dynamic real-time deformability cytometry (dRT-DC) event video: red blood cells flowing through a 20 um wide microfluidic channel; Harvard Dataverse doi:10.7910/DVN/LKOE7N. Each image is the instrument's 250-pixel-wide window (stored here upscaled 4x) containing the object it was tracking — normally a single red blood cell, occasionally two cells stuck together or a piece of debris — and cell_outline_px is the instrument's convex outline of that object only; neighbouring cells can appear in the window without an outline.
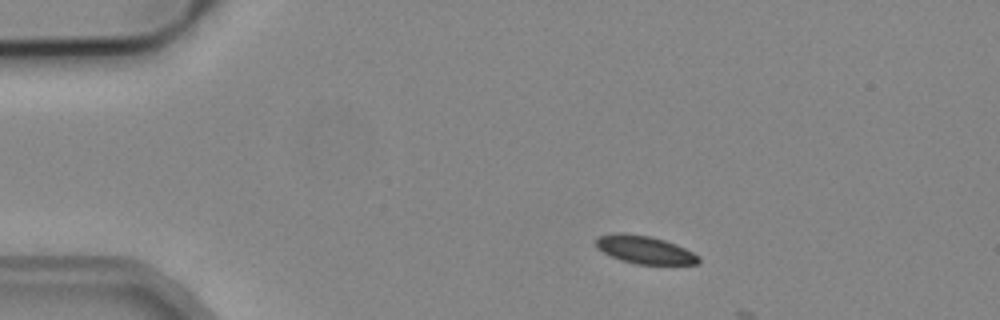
{"species": "common noctule bat (a hibernating species)", "species_latin": "Nyctalus noctula", "temperature_condition": "cold", "stored_images_in_passage": 2, "camera_frame_rate_fps": 3000, "um_per_image_px": 0.085, "animal": {"sex": "male", "body_mass_g": 19.2, "forearm_length_mm": 51.8}, "frame": {"image": 1, "passage_image": 1, "time_ms": 0.0, "image_size_px": [1000, 320], "cell_outline_px": [[700, 264], [636, 264], [620, 260], [596, 248], [596, 240], [600, 236], [616, 232], [624, 232], [648, 236], [664, 240], [676, 244], [700, 256]], "centroid_in_image_um": [54.8, 21.23], "position_along_channel_um": 30.2, "area_um2": 16.65}}